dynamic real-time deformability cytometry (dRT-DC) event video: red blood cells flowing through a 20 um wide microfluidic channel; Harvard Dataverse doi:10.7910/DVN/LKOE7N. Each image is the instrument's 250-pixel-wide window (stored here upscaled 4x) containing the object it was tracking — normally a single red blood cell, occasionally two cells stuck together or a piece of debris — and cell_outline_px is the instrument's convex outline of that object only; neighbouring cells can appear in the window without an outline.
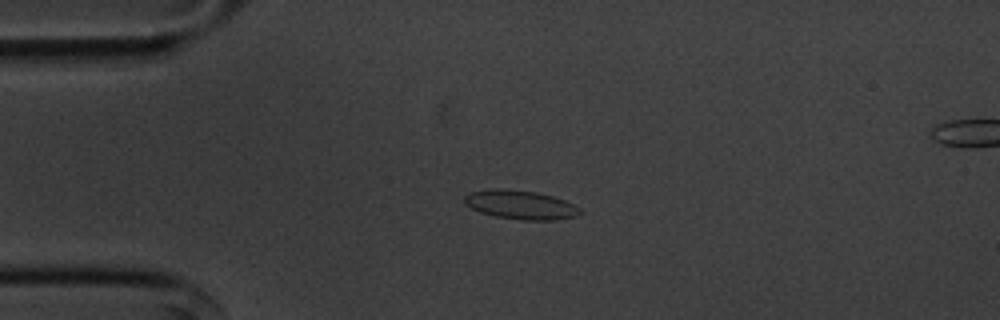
{"species": "common noctule bat (a hibernating species)", "species_latin": "Nyctalus noctula", "temperature_condition": "cold", "stored_images_in_passage": 43, "camera_frame_rate_fps": 3000, "um_per_image_px": 0.085, "animal": {"sex": "male", "body_mass_g": 20.1, "forearm_length_mm": 53.5}, "frame": {"image": 1, "passage_image": 1, "time_ms": 0.0, "image_size_px": [1000, 320], "cell_outline_px": [[580, 212], [576, 216], [552, 220], [524, 220], [496, 216], [480, 212], [464, 204], [464, 196], [468, 192], [488, 188], [496, 188], [536, 192], [552, 196], [564, 200], [580, 208]], "centroid_in_image_um": [44.18, 17.39], "position_along_channel_um": 40.8, "area_um2": 19.36}}
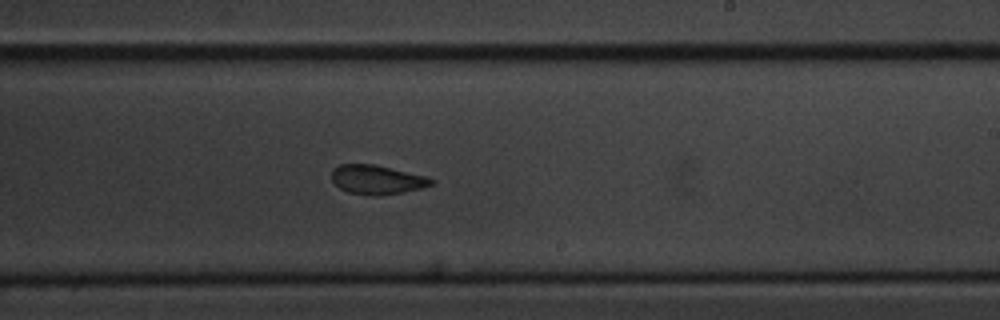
{"frame": {"image": 2, "passage_image": 21, "time_ms": 6.667, "image_size_px": [1000, 320], "cell_outline_px": [[436, 180], [432, 184], [420, 188], [404, 192], [380, 196], [368, 196], [348, 192], [340, 188], [332, 180], [332, 168], [340, 164], [376, 164], [424, 176]], "centroid_in_image_um": [32.01, 15.27], "position_along_channel_um": 257.0, "area_um2": 16.99}}
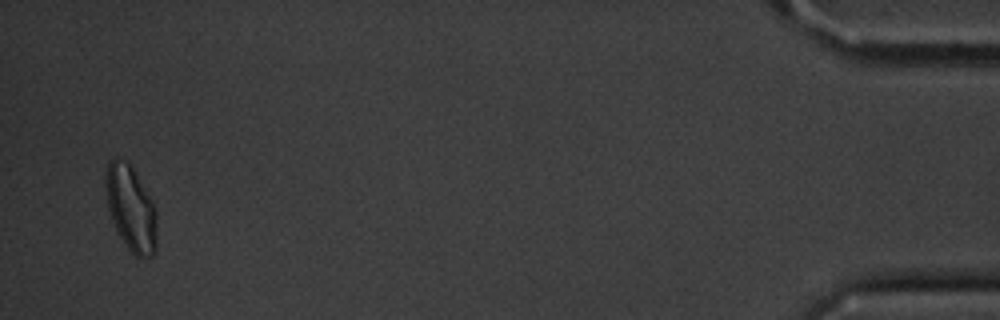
{"frame": {"image": 3, "passage_image": 42, "time_ms": 13.667, "image_size_px": [1000, 320], "cell_outline_px": [[156, 252], [152, 256], [136, 256], [124, 244], [116, 232], [108, 208], [104, 180], [104, 176], [108, 164], [116, 156], [128, 160], [152, 200], [156, 208]], "centroid_in_image_um": [11.11, 17.68], "position_along_channel_um": 424.1, "area_um2": 25.72}, "authors_computed_cell_mechanics": {"area_um2": 18.0336, "velocity_mm_per_s": 3.5858, "shape_relaxation_time_tau1_ms": 3.4857, "shape_relaxation_time_tau2_ms": 1.5913, "deformation_change_tau1": 0.1051, "deformation_change_tau2": 0.0604}}